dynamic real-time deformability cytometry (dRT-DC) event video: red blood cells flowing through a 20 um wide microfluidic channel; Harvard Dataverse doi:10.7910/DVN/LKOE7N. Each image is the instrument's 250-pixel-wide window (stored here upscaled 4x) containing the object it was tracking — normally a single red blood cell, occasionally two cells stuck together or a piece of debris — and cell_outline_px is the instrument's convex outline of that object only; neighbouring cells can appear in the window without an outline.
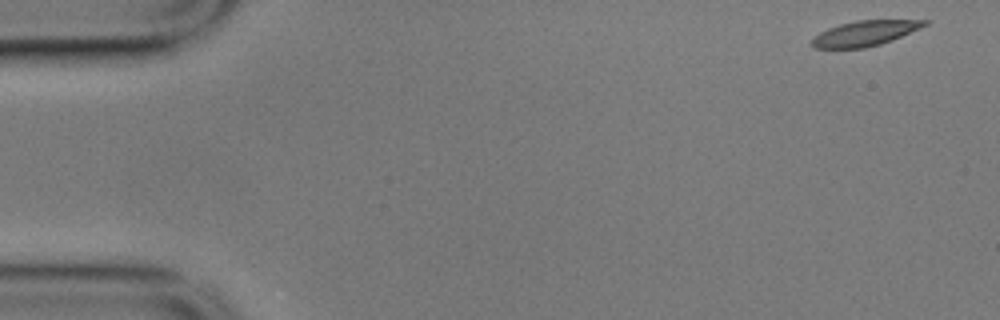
{"species": "common noctule bat (a hibernating species)", "species_latin": "Nyctalus noctula", "temperature_condition": "cold", "stored_images_in_passage": 55, "camera_frame_rate_fps": 3000, "um_per_image_px": 0.085, "animal": {"sex": "male", "body_mass_g": 17.9}, "frame": {"image": 1, "passage_image": 1, "time_ms": 0.0, "image_size_px": [1000, 320], "cell_outline_px": [[928, 24], [920, 28], [892, 40], [880, 44], [864, 48], [816, 48], [812, 44], [812, 40], [820, 32], [828, 28], [840, 24], [856, 20], [928, 20]], "centroid_in_image_um": [73.53, 2.82], "position_along_channel_um": 11.5, "area_um2": 16.3}}
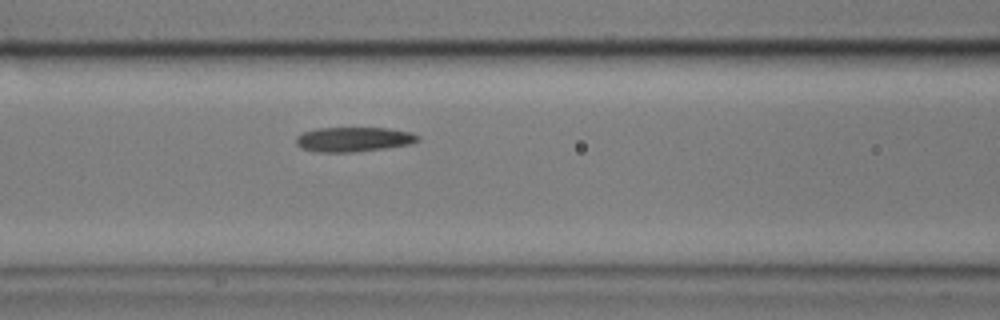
{"frame": {"image": 2, "passage_image": 22, "time_ms": 7.0, "image_size_px": [1000, 320], "cell_outline_px": [[420, 140], [412, 144], [384, 148], [352, 152], [320, 152], [300, 148], [296, 144], [296, 136], [304, 132], [316, 128], [388, 128], [408, 132], [420, 136]], "centroid_in_image_um": [30.05, 11.84], "position_along_channel_um": 136.6, "area_um2": 17.46}}
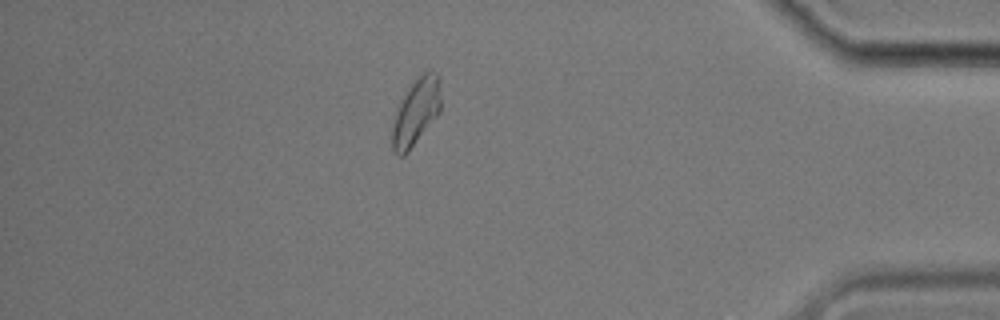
{"frame": {"image": 3, "passage_image": 48, "time_ms": 15.667, "image_size_px": [1000, 320], "cell_outline_px": [[440, 112], [408, 152], [404, 156], [396, 156], [392, 148], [392, 124], [400, 100], [412, 84], [428, 68], [432, 68], [440, 76]], "centroid_in_image_um": [35.37, 9.5], "position_along_channel_um": 399.8, "area_um2": 19.02}, "authors_computed_cell_mechanics": {"area_um2": 17.629, "velocity_mm_per_s": 3.488, "shape_relaxation_time_tau1_ms": 4.7076, "shape_relaxation_time_tau2_ms": 3.7359, "deformation_change_tau1": 0.1631, "deformation_change_tau2": 0.1048}}